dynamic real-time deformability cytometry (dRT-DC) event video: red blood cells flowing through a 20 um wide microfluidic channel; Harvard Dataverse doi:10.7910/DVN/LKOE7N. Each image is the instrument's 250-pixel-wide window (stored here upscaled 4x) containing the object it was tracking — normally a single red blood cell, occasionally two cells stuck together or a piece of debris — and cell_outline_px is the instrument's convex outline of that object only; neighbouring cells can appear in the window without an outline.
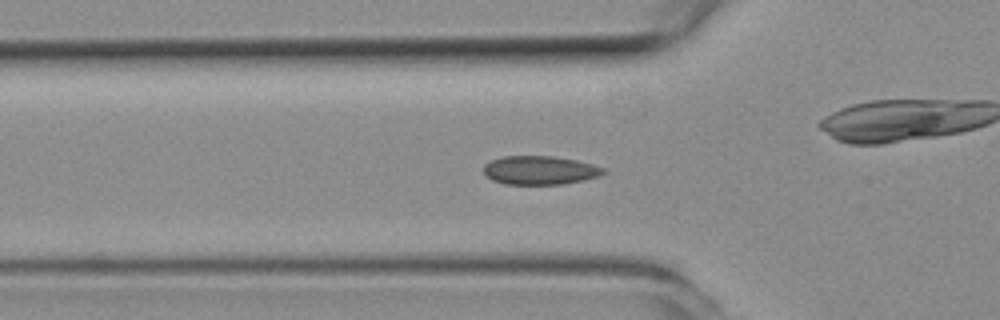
{"species": "common noctule bat (a hibernating species)", "species_latin": "Nyctalus noctula", "temperature_condition": "room temperature", "stored_images_in_passage": 37, "camera_frame_rate_fps": 3000, "um_per_image_px": 0.085, "animal": {"sex": "female", "body_mass_g": 19.3, "forearm_length_mm": 54.1}, "frame": {"image": 1, "passage_image": 2, "time_ms": 0.333, "image_size_px": [1000, 320], "cell_outline_px": [[608, 172], [600, 176], [564, 184], [504, 184], [492, 180], [484, 176], [484, 164], [492, 160], [504, 156], [556, 156], [576, 160], [592, 164], [604, 168]], "centroid_in_image_um": [45.89, 14.47], "position_along_channel_um": 79.9, "area_um2": 20.17}}
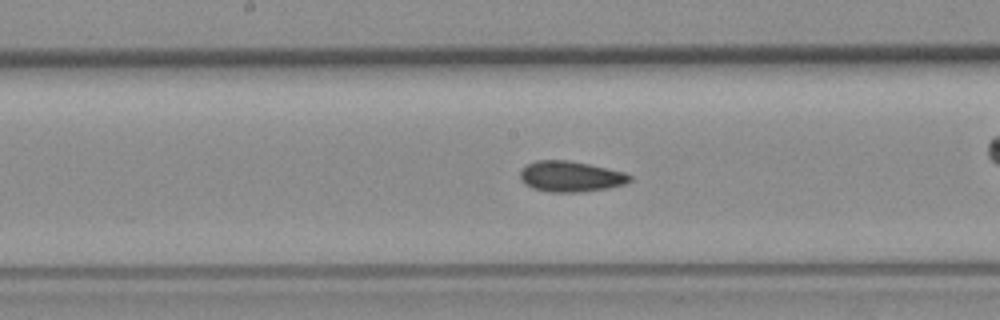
{"frame": {"image": 2, "passage_image": 11, "time_ms": 3.333, "image_size_px": [1000, 320], "cell_outline_px": [[632, 180], [624, 184], [608, 188], [580, 192], [548, 192], [532, 188], [524, 184], [520, 180], [520, 168], [536, 160], [568, 160], [608, 168], [624, 172], [632, 176]], "centroid_in_image_um": [48.47, 15.0], "position_along_channel_um": 199.7, "area_um2": 19.77}}
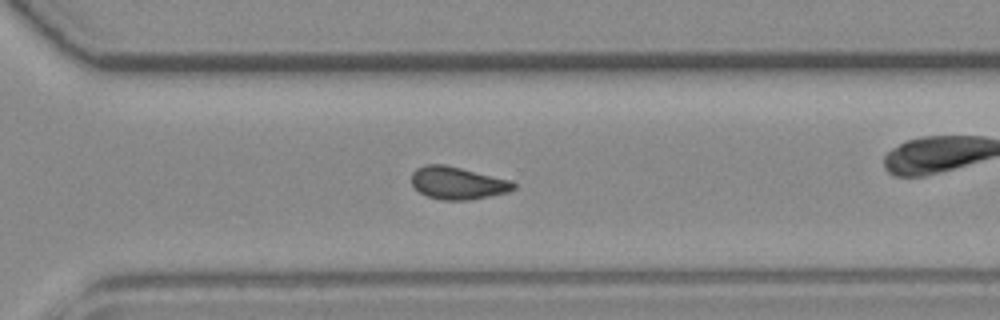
{"frame": {"image": 3, "passage_image": 21, "time_ms": 6.667, "image_size_px": [1000, 320], "cell_outline_px": [[516, 188], [508, 192], [472, 200], [444, 200], [428, 196], [420, 192], [412, 184], [412, 172], [416, 168], [424, 164], [444, 164], [512, 180], [516, 184]], "centroid_in_image_um": [38.92, 15.55], "position_along_channel_um": 331.7, "area_um2": 19.42}, "authors_computed_cell_mechanics": {"area_um2": 19.2474, "velocity_mm_per_s": 3.9702, "shape_relaxation_time_tau1_ms": 11.1182, "shape_relaxation_time_tau2_ms": 6.436, "deformation_change_tau1": 0.1479, "deformation_change_tau2": 0.076}}